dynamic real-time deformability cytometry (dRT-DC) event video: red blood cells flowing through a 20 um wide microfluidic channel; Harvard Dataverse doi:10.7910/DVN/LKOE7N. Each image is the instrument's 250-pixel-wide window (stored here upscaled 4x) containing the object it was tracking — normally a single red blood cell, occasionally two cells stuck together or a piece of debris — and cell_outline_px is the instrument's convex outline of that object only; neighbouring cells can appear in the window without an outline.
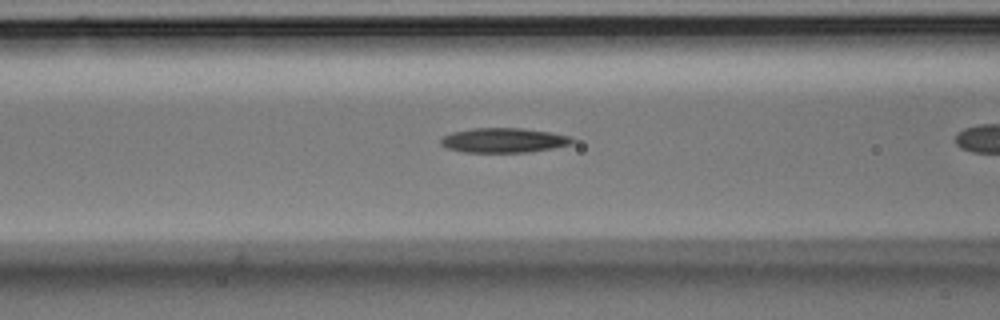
{"species": "Egyptian fruit bat (a non-hibernating species)", "species_latin": "Rousettus aegyptiacus", "temperature_condition": "room temperature", "stored_images_in_passage": 27, "camera_frame_rate_fps": 3000, "um_per_image_px": 0.085, "animal": {"sex": "male"}, "frame": {"image": 1, "passage_image": 6, "time_ms": 1.667, "image_size_px": [1000, 320], "cell_outline_px": [[572, 144], [552, 148], [528, 152], [464, 152], [448, 148], [440, 144], [440, 140], [444, 136], [452, 132], [472, 128], [524, 128], [572, 136]], "centroid_in_image_um": [42.8, 11.92], "position_along_channel_um": 123.8, "area_um2": 18.79}}
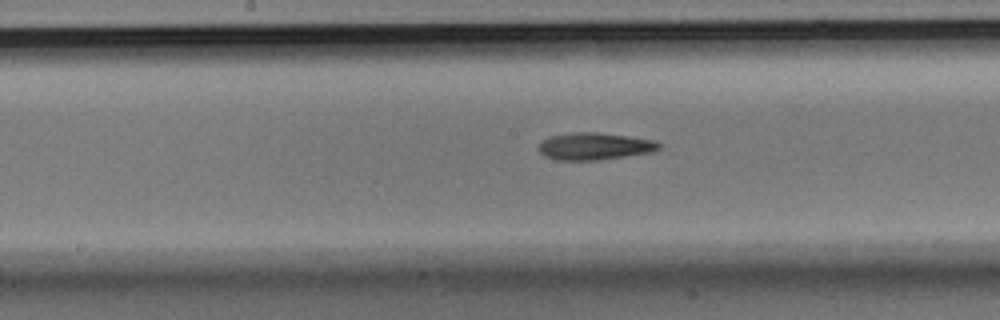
{"frame": {"image": 2, "passage_image": 12, "time_ms": 3.667, "image_size_px": [1000, 320], "cell_outline_px": [[660, 148], [648, 152], [624, 156], [596, 160], [556, 160], [544, 156], [536, 148], [540, 140], [552, 136], [572, 132], [596, 132], [628, 136], [652, 140], [660, 144]], "centroid_in_image_um": [50.43, 12.43], "position_along_channel_um": 197.8, "area_um2": 18.9}}
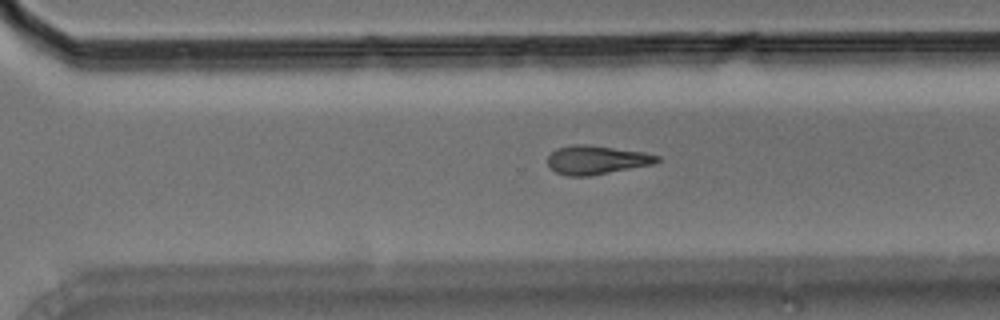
{"frame": {"image": 3, "passage_image": 22, "time_ms": 7.0, "image_size_px": [1000, 320], "cell_outline_px": [[660, 160], [652, 164], [588, 176], [568, 176], [556, 172], [548, 164], [548, 156], [556, 148], [572, 144], [584, 144], [644, 152], [660, 156]], "centroid_in_image_um": [50.68, 13.58], "position_along_channel_um": 319.9, "area_um2": 18.09}}